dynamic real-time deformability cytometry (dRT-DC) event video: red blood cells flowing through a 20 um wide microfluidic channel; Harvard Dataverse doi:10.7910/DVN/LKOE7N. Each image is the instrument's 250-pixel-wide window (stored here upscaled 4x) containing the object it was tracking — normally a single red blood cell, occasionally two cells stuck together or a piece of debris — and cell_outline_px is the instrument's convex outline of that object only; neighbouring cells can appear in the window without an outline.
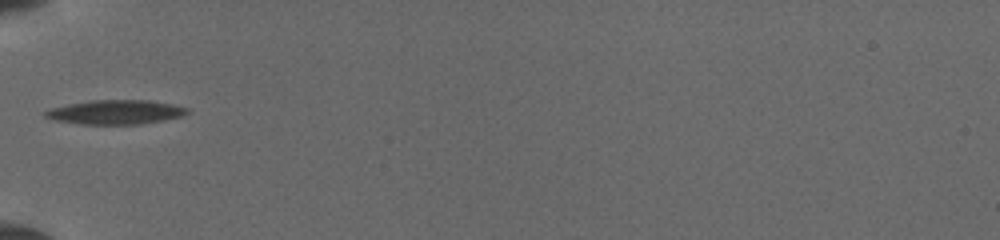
{"species": "common noctule bat (a hibernating species)", "species_latin": "Nyctalus noctula", "temperature_condition": "cold", "stored_images_in_passage": 12, "camera_frame_rate_fps": 3000, "um_per_image_px": 0.085, "animal": {"sex": "female", "body_mass_g": 19.5, "forearm_length_mm": 54.1}, "frame": {"image": 1, "passage_image": 1, "time_ms": 0.0, "image_size_px": [1000, 240], "cell_outline_px": [[192, 112], [180, 116], [164, 120], [140, 124], [80, 124], [56, 120], [44, 116], [40, 112], [52, 108], [68, 104], [92, 100], [148, 100], [172, 104], [188, 108]], "centroid_in_image_um": [9.82, 9.53], "position_along_channel_um": 75.2, "area_um2": 20.06}}
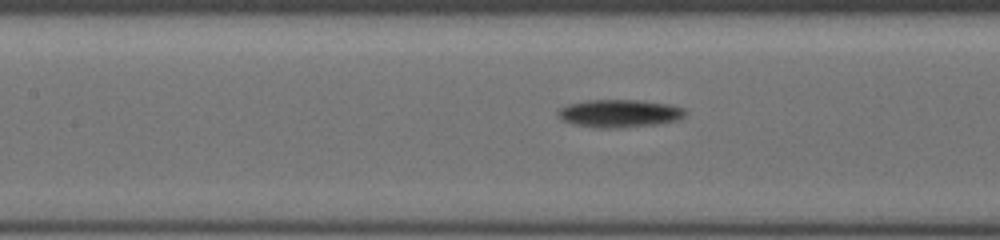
{"frame": {"image": 2, "passage_image": 7, "time_ms": 2.0, "image_size_px": [1000, 240], "cell_outline_px": [[688, 112], [684, 116], [676, 120], [656, 124], [616, 128], [592, 128], [572, 124], [556, 116], [556, 112], [560, 108], [568, 104], [588, 100], [636, 100], [668, 104], [684, 108]], "centroid_in_image_um": [52.61, 9.64], "position_along_channel_um": 154.8, "area_um2": 20.69}}
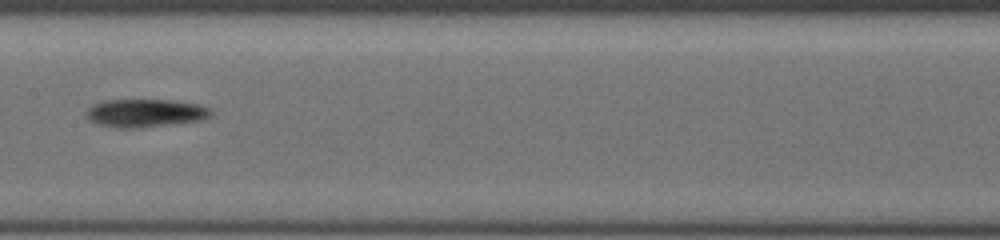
{"frame": {"image": 3, "passage_image": 11, "time_ms": 3.0, "image_size_px": [1000, 240], "cell_outline_px": [[212, 116], [204, 120], [136, 128], [116, 128], [100, 124], [88, 120], [84, 112], [92, 104], [104, 100], [172, 100], [200, 104], [212, 108]], "centroid_in_image_um": [12.37, 9.6], "position_along_channel_um": 195.0, "area_um2": 20.69}}